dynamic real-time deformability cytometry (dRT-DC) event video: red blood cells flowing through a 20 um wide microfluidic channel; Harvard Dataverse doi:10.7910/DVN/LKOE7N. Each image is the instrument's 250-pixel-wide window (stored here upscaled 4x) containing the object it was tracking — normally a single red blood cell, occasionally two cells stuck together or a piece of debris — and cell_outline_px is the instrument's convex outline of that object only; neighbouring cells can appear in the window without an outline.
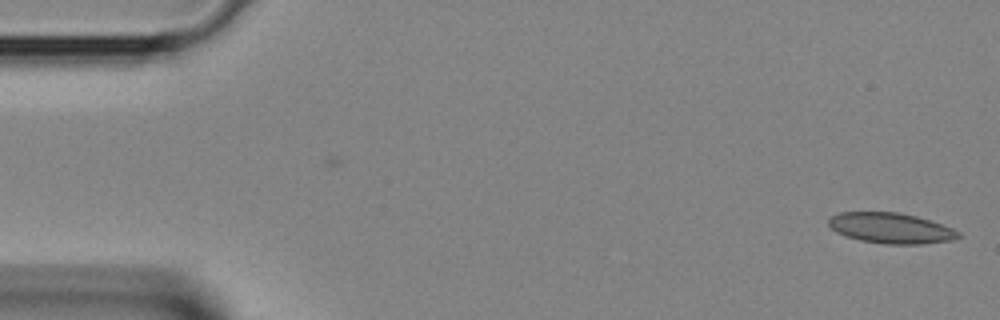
{"species": "Egyptian fruit bat (a non-hibernating species)", "species_latin": "Rousettus aegyptiacus", "temperature_condition": "room temperature", "stored_images_in_passage": 2, "camera_frame_rate_fps": 3000, "um_per_image_px": 0.085, "animal": {"sex": "female"}, "frame": {"image": 1, "passage_image": 2, "time_ms": 0.333, "image_size_px": [1000, 320], "cell_outline_px": [[960, 236], [956, 240], [920, 244], [884, 244], [860, 240], [844, 236], [836, 232], [828, 224], [828, 220], [832, 216], [840, 212], [896, 212], [916, 216], [952, 228], [960, 232]], "centroid_in_image_um": [75.72, 19.4], "position_along_channel_um": 9.3, "area_um2": 23.06}}